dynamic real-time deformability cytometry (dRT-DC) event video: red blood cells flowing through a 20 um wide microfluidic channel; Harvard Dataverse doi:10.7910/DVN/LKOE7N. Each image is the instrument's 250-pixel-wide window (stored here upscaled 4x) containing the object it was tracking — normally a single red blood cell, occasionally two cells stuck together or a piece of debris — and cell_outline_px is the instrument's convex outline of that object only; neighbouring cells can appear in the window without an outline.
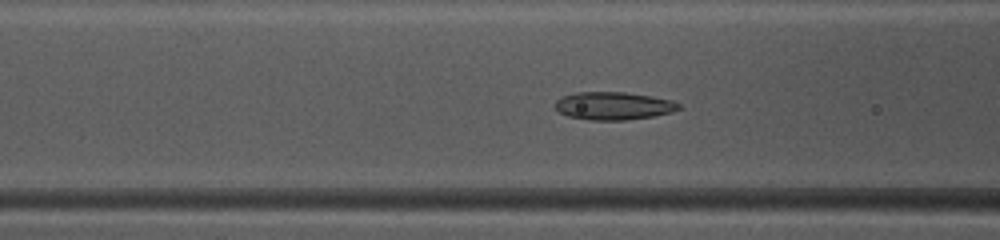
{"species": "common noctule bat (a hibernating species)", "species_latin": "Nyctalus noctula", "temperature_condition": "warm", "stored_images_in_passage": 38, "camera_frame_rate_fps": 3000, "um_per_image_px": 0.085, "animal": {"sex": "female", "body_mass_g": 10.0, "forearm_length_mm": 53.1}, "frame": {"image": 1, "passage_image": 9, "time_ms": 2.667, "image_size_px": [1000, 240], "cell_outline_px": [[680, 108], [672, 112], [652, 116], [624, 120], [588, 120], [568, 116], [560, 112], [556, 108], [556, 100], [560, 96], [576, 92], [624, 92], [672, 100], [680, 104]], "centroid_in_image_um": [52.11, 8.99], "position_along_channel_um": 114.5, "area_um2": 19.94}}
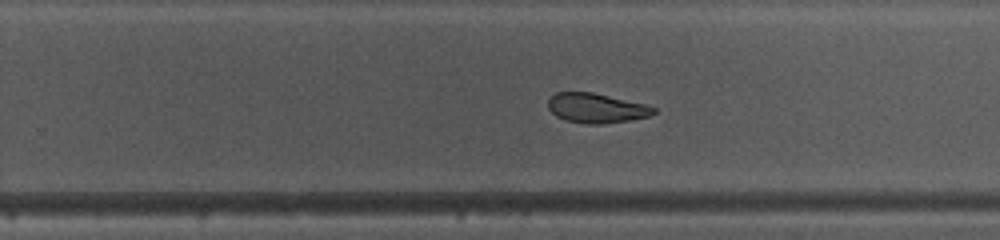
{"frame": {"image": 2, "passage_image": 21, "time_ms": 6.667, "image_size_px": [1000, 240], "cell_outline_px": [[656, 112], [648, 116], [628, 120], [600, 124], [584, 124], [564, 120], [556, 116], [548, 108], [548, 100], [556, 92], [592, 92], [644, 104], [656, 108]], "centroid_in_image_um": [50.65, 9.19], "position_along_channel_um": 279.2, "area_um2": 18.09}}
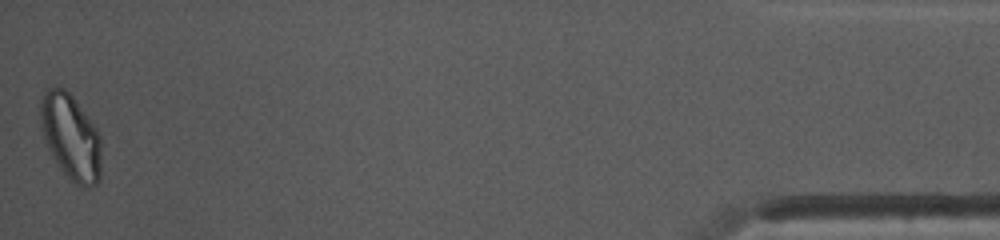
{"frame": {"image": 3, "passage_image": 38, "time_ms": 12.333, "image_size_px": [1000, 240], "cell_outline_px": [[100, 180], [96, 184], [84, 188], [80, 188], [60, 168], [52, 156], [48, 148], [40, 128], [40, 100], [44, 92], [48, 88], [64, 88], [72, 96], [96, 128], [100, 136]], "centroid_in_image_um": [6.0, 11.65], "position_along_channel_um": 429.2, "area_um2": 30.17}, "authors_computed_cell_mechanics": {"area_um2": 20.2589, "velocity_mm_per_s": 4.1232, "shape_relaxation_time_tau1_ms": 5.2414, "shape_relaxation_time_tau2_ms": 2.7105, "deformation_change_tau1": 0.1264, "deformation_change_tau2": 0.0647}}